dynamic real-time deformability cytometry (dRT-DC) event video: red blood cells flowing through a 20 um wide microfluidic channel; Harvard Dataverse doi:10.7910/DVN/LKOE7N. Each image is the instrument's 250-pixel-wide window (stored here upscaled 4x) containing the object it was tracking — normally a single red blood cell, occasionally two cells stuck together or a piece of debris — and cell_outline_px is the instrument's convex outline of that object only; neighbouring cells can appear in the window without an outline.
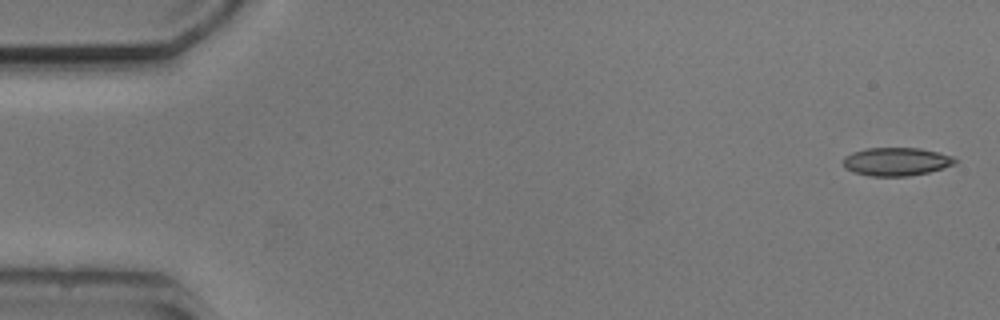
{"species": "common noctule bat (a hibernating species)", "species_latin": "Nyctalus noctula", "temperature_condition": "cold", "stored_images_in_passage": 3, "camera_frame_rate_fps": 3000, "um_per_image_px": 0.085, "animal": {"sex": "male", "body_mass_g": 20.5, "forearm_length_mm": 52.5}, "frame": {"image": 1, "passage_image": 1, "time_ms": 0.0, "image_size_px": [1000, 320], "cell_outline_px": [[956, 164], [944, 168], [928, 172], [908, 176], [872, 176], [852, 172], [844, 168], [844, 156], [852, 152], [864, 148], [920, 148], [952, 156], [956, 160]], "centroid_in_image_um": [76.16, 13.74], "position_along_channel_um": 8.8, "area_um2": 18.44}}